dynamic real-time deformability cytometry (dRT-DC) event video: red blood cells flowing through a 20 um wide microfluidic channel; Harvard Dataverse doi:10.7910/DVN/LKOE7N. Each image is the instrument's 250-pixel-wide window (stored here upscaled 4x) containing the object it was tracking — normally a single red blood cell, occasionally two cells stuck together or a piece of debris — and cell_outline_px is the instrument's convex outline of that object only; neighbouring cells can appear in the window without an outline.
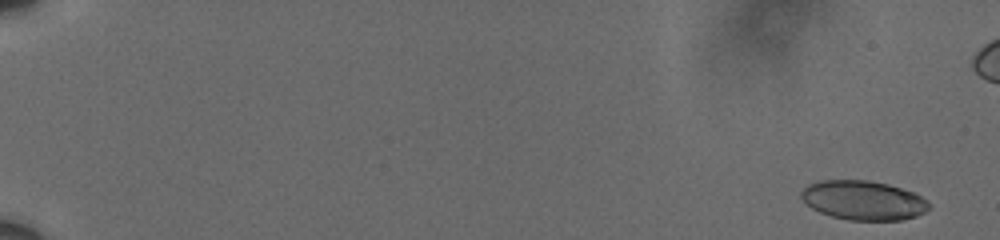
{"species": "human", "species_latin": "Homo sapiens", "temperature_condition": "cold", "stored_images_in_passage": 61, "camera_frame_rate_fps": 3000, "um_per_image_px": 0.085, "donor": {"sex": "male"}, "frame": {"image": 1, "passage_image": 2, "time_ms": 0.333, "image_size_px": [1000, 240], "cell_outline_px": [[928, 208], [924, 212], [916, 216], [900, 220], [848, 220], [832, 216], [820, 212], [812, 208], [800, 196], [800, 192], [808, 184], [820, 180], [868, 180], [888, 184], [912, 192], [928, 200]], "centroid_in_image_um": [73.36, 17.02], "position_along_channel_um": 11.6, "area_um2": 29.07}}
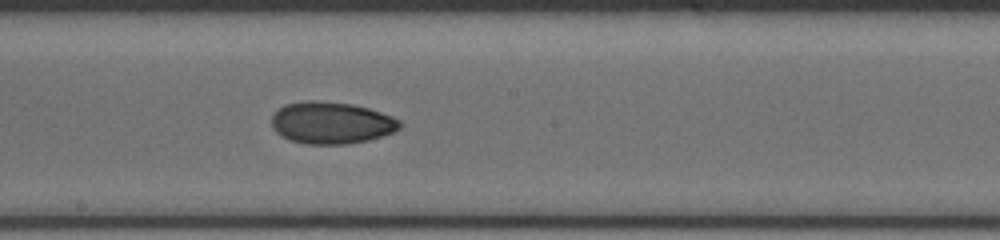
{"frame": {"image": 2, "passage_image": 36, "time_ms": 11.667, "image_size_px": [1000, 240], "cell_outline_px": [[400, 128], [392, 132], [368, 140], [348, 144], [304, 144], [288, 140], [280, 136], [272, 128], [272, 116], [284, 104], [312, 100], [352, 104], [368, 108], [392, 116], [400, 120]], "centroid_in_image_um": [28.13, 10.45], "position_along_channel_um": 220.1, "area_um2": 31.27}}
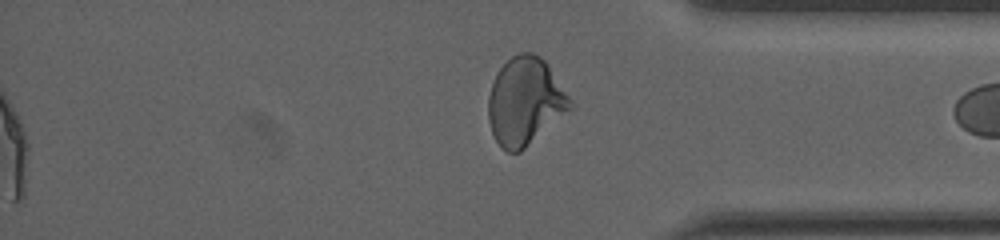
{"frame": {"image": 3, "passage_image": 61, "time_ms": 20.0, "image_size_px": [1000, 240], "cell_outline_px": [[572, 108], [520, 152], [508, 152], [496, 140], [492, 132], [488, 120], [488, 96], [492, 84], [500, 68], [512, 56], [520, 52], [532, 52], [540, 56], [548, 64], [568, 96], [572, 104]], "centroid_in_image_um": [44.62, 8.61], "position_along_channel_um": 390.6, "area_um2": 41.21}, "authors_computed_cell_mechanics": {"area_um2": 30.5184, "velocity_mm_per_s": 3.6066, "shape_relaxation_time_tau1_ms": null, "shape_relaxation_time_tau2_ms": 4.2706, "deformation_change_tau1": null, "deformation_change_tau2": 0.0541}}